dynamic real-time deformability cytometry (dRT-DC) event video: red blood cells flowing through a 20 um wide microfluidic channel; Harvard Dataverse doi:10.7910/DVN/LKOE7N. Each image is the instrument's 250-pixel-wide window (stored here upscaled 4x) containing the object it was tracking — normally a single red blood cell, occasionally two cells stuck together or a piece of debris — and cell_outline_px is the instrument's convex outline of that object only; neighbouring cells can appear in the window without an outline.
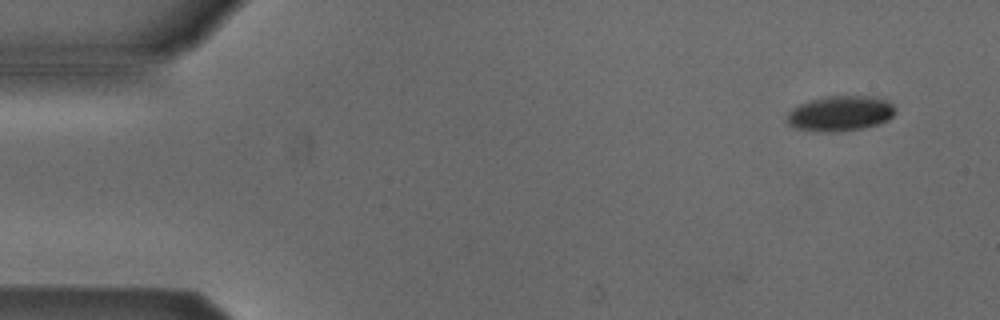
{"species": "Egyptian fruit bat (a non-hibernating species)", "species_latin": "Rousettus aegyptiacus", "temperature_condition": "cold", "stored_images_in_passage": 5, "camera_frame_rate_fps": 3000, "um_per_image_px": 0.085, "animal": {"sex": "male"}, "frame": {"image": 1, "passage_image": 2, "time_ms": 1.333, "image_size_px": [1000, 320], "cell_outline_px": [[896, 112], [888, 120], [876, 124], [860, 128], [840, 132], [824, 132], [796, 128], [788, 124], [788, 112], [792, 108], [808, 100], [824, 96], [876, 96], [888, 100], [896, 108]], "centroid_in_image_um": [71.44, 9.62], "position_along_channel_um": 13.6, "area_um2": 22.37}}